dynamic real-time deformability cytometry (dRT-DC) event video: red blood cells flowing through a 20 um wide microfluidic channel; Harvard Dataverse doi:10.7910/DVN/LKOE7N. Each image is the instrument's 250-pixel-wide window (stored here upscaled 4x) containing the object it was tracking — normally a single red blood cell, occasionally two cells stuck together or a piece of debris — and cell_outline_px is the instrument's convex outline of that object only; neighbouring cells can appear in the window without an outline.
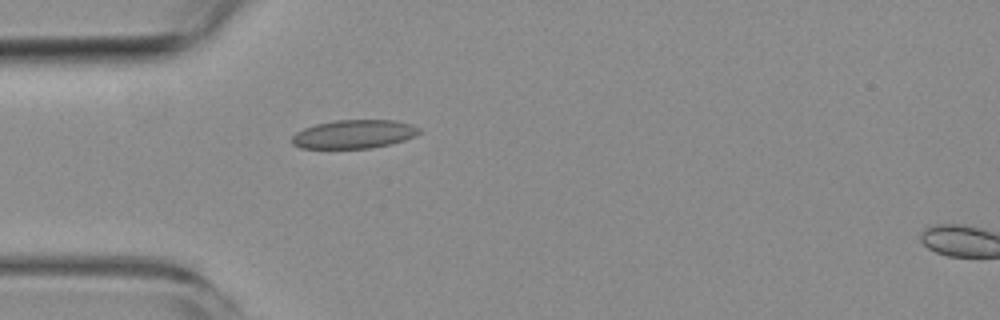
{"species": "common noctule bat (a hibernating species)", "species_latin": "Nyctalus noctula", "temperature_condition": "room temperature", "stored_images_in_passage": 3, "segment_of_instrument_passage": [1, 2], "camera_frame_rate_fps": 3000, "um_per_image_px": 0.085, "animal": {"sex": "female", "body_mass_g": 19.3, "forearm_length_mm": 54.1}, "frame": {"image": 1, "passage_image": 2, "time_ms": 1.333, "image_size_px": [1000, 320], "cell_outline_px": [[424, 132], [416, 136], [404, 140], [372, 148], [300, 148], [292, 144], [292, 136], [296, 132], [304, 128], [316, 124], [336, 120], [392, 120], [412, 124], [420, 128]], "centroid_in_image_um": [30.12, 11.4], "position_along_channel_um": 54.9, "area_um2": 21.27}}